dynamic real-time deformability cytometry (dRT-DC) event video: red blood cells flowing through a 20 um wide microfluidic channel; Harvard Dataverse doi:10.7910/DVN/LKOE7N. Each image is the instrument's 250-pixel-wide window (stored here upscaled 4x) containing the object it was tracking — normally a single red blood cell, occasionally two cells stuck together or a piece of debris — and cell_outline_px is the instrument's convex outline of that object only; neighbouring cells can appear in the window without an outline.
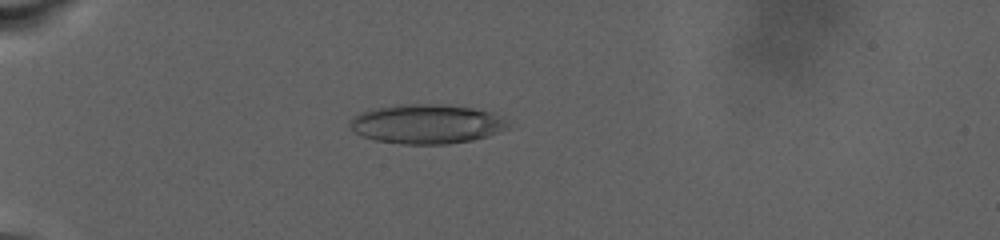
{"species": "human", "species_latin": "Homo sapiens", "temperature_condition": "warm", "stored_images_in_passage": 88, "camera_frame_rate_fps": 3000, "um_per_image_px": 0.085, "donor": {"sex": "male"}, "frame": {"image": 1, "passage_image": 27, "time_ms": 8.667, "image_size_px": [1000, 240], "cell_outline_px": [[508, 128], [488, 136], [472, 140], [448, 144], [404, 144], [376, 140], [364, 136], [356, 132], [352, 128], [352, 116], [360, 112], [376, 108], [396, 104], [448, 104], [472, 108], [492, 112], [504, 116], [508, 120]], "centroid_in_image_um": [36.33, 10.52], "position_along_channel_um": 48.7, "area_um2": 36.36}}
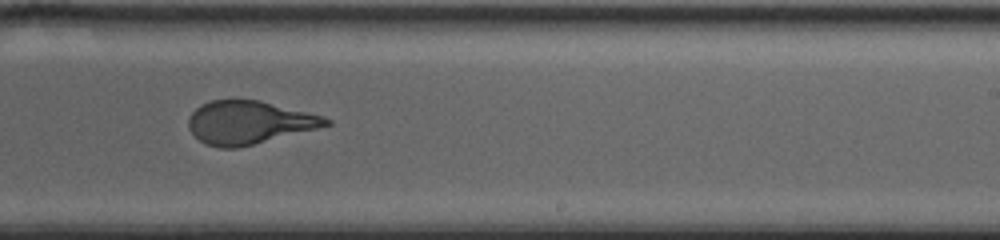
{"frame": {"image": 2, "passage_image": 59, "time_ms": 19.333, "image_size_px": [1000, 240], "cell_outline_px": [[332, 124], [236, 148], [220, 148], [204, 144], [188, 128], [188, 120], [192, 112], [200, 104], [212, 100], [260, 100], [324, 116], [332, 120]], "centroid_in_image_um": [21.14, 10.4], "position_along_channel_um": 267.9, "area_um2": 34.16}}
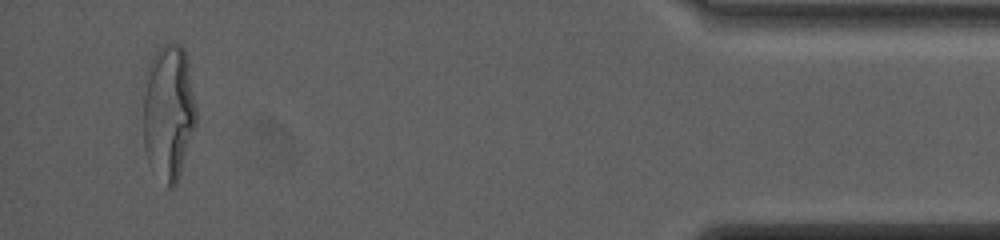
{"frame": {"image": 3, "passage_image": 85, "time_ms": 28.0, "image_size_px": [1000, 240], "cell_outline_px": [[196, 124], [176, 184], [172, 188], [168, 188], [148, 164], [144, 148], [144, 76], [152, 56], [164, 44], [180, 44], [184, 48], [188, 56], [196, 108]], "centroid_in_image_um": [14.32, 9.51], "position_along_channel_um": 420.9, "area_um2": 42.19}}